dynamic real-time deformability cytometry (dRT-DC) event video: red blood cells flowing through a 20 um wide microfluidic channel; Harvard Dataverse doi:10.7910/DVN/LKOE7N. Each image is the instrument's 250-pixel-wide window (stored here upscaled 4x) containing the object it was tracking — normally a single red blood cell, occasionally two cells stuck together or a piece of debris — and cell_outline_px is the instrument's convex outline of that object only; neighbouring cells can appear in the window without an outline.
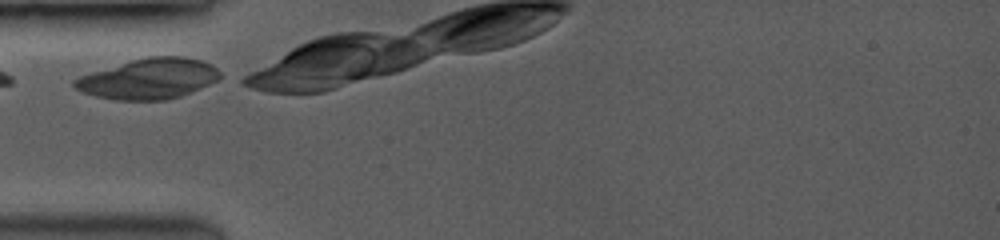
{"species": "common noctule bat (a hibernating species)", "species_latin": "Nyctalus noctula", "temperature_condition": "room temperature", "stored_images_in_passage": 3, "camera_frame_rate_fps": 3500, "um_per_image_px": 0.085, "animal": {"sex": "female", "body_mass_g": 19.0, "forearm_length_mm": 53.3}, "frame": {"image": 1, "passage_image": 1, "time_ms": 0.0, "image_size_px": [1000, 240], "cell_outline_px": [[220, 76], [216, 80], [208, 84], [180, 96], [164, 100], [116, 100], [96, 96], [84, 92], [76, 88], [72, 84], [72, 80], [80, 76], [92, 72], [132, 60], [148, 56], [184, 56], [200, 60], [212, 64], [220, 72]], "centroid_in_image_um": [12.63, 6.68], "position_along_channel_um": 72.4, "area_um2": 33.93}}